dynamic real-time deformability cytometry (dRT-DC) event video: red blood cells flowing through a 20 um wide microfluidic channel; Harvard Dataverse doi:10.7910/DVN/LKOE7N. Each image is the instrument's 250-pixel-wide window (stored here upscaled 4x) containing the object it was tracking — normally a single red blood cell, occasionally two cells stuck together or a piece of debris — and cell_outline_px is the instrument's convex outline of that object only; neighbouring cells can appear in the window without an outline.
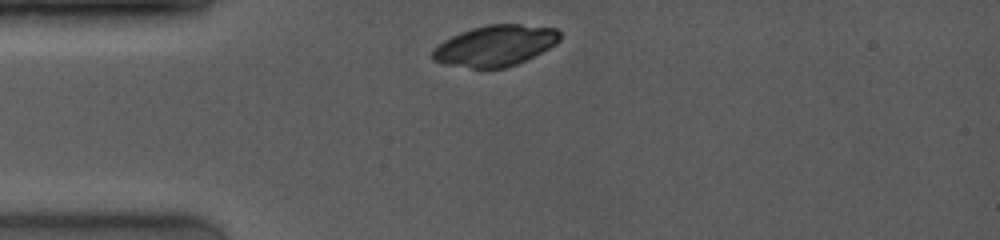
{"species": "common noctule bat (a hibernating species)", "species_latin": "Nyctalus noctula", "temperature_condition": "room temperature", "stored_images_in_passage": 2, "camera_frame_rate_fps": 4000, "um_per_image_px": 0.085, "animal": {"sex": "female", "body_mass_g": 19.0, "forearm_length_mm": 53.3}, "frame": {"image": 1, "passage_image": 1, "time_ms": 0.0, "image_size_px": [1000, 240], "cell_outline_px": [[560, 40], [556, 44], [516, 64], [504, 68], [472, 68], [444, 64], [432, 60], [432, 48], [444, 40], [460, 32], [472, 28], [488, 24], [520, 24], [556, 28], [560, 32]], "centroid_in_image_um": [42.06, 3.87], "position_along_channel_um": 42.9, "area_um2": 30.23}}